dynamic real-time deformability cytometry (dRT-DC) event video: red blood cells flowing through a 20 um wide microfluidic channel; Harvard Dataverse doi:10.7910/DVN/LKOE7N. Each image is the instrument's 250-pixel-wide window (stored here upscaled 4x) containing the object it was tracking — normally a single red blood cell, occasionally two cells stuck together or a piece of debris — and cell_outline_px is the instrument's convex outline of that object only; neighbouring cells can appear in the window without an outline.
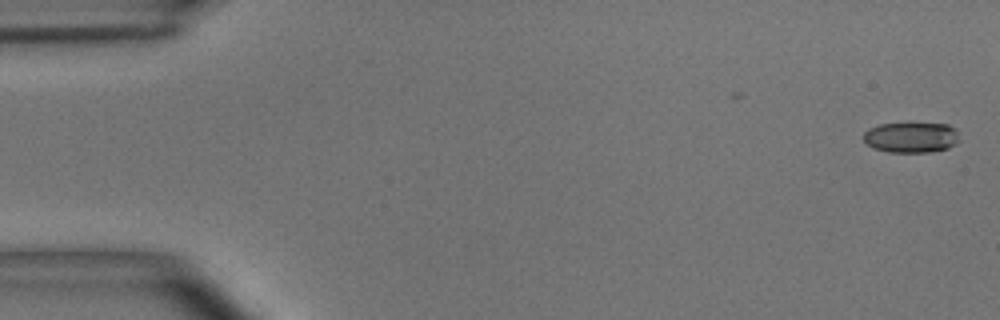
{"species": "common noctule bat (a hibernating species)", "species_latin": "Nyctalus noctula", "temperature_condition": "room temperature", "stored_images_in_passage": 4, "camera_frame_rate_fps": 3000, "um_per_image_px": 0.085, "animal": {"sex": "male", "body_mass_g": 15.6}, "frame": {"image": 1, "passage_image": 1, "time_ms": 0.0, "image_size_px": [1000, 320], "cell_outline_px": [[960, 140], [956, 144], [948, 148], [932, 152], [888, 152], [872, 148], [864, 140], [864, 132], [868, 128], [880, 124], [912, 120], [948, 124], [956, 128]], "centroid_in_image_um": [77.48, 11.62], "position_along_channel_um": 7.5, "area_um2": 18.09}}
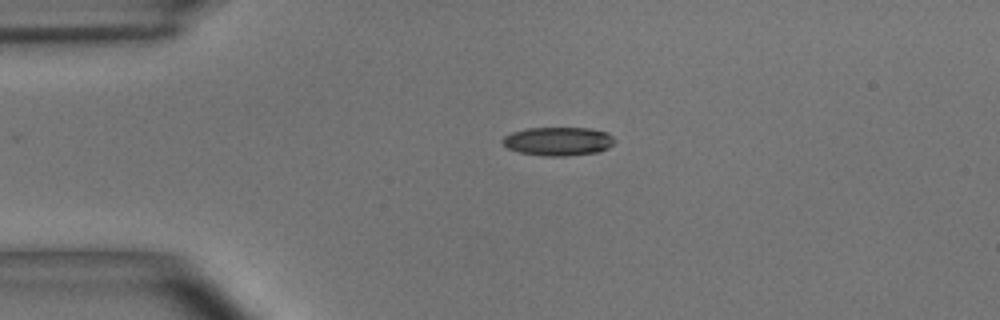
{"frame": {"image": 2, "passage_image": 4, "time_ms": 1.0, "image_size_px": [1000, 320], "cell_outline_px": [[616, 140], [608, 148], [600, 152], [564, 156], [544, 156], [520, 152], [508, 148], [500, 140], [504, 136], [512, 132], [528, 128], [588, 128], [608, 132]], "centroid_in_image_um": [47.46, 12.01], "position_along_channel_um": 37.5, "area_um2": 18.73}}